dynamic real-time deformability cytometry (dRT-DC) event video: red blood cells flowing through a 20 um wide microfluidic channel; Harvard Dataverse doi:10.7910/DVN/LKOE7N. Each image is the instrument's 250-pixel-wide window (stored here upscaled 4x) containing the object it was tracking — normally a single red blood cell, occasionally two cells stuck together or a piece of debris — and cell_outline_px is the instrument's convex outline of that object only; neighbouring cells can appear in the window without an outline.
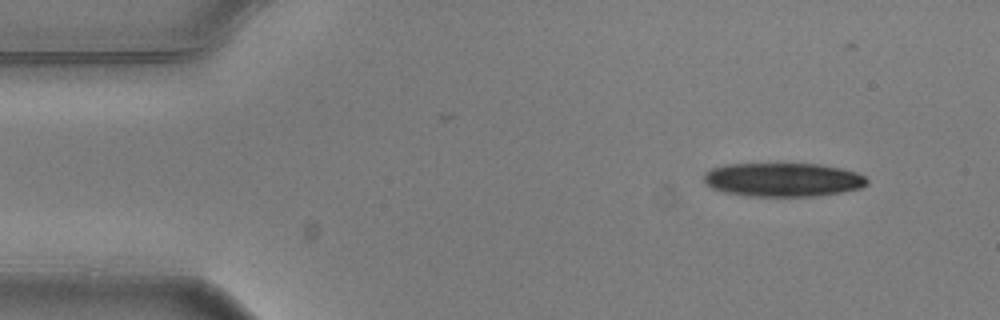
{"species": "common noctule bat (a hibernating species)", "species_latin": "Nyctalus noctula", "temperature_condition": "warm", "stored_images_in_passage": 4, "camera_frame_rate_fps": 3000, "um_per_image_px": 0.085, "animal": {"sex": "male", "body_mass_g": 20.5, "forearm_length_mm": 52.5}, "frame": {"image": 1, "passage_image": 1, "time_ms": 0.0, "image_size_px": [1000, 320], "cell_outline_px": [[868, 184], [860, 188], [840, 192], [816, 196], [748, 196], [724, 192], [712, 188], [704, 180], [704, 172], [712, 168], [724, 164], [820, 164], [840, 168], [856, 172], [864, 176], [868, 180]], "centroid_in_image_um": [66.54, 15.27], "position_along_channel_um": 18.5, "area_um2": 32.08}}
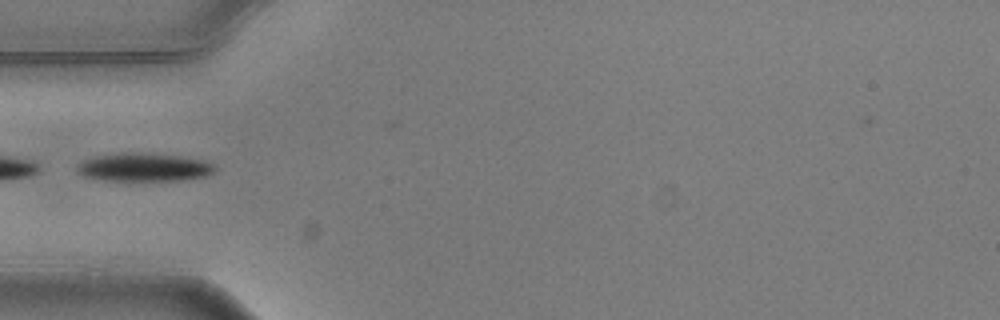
{"frame": {"image": 2, "passage_image": 4, "time_ms": 1.0, "image_size_px": [1000, 320], "cell_outline_px": [[216, 172], [204, 176], [180, 180], [104, 180], [84, 176], [76, 168], [76, 164], [84, 160], [96, 156], [120, 152], [148, 152], [180, 156], [204, 160], [216, 164]], "centroid_in_image_um": [12.27, 14.19], "position_along_channel_um": 72.7, "area_um2": 22.89}}